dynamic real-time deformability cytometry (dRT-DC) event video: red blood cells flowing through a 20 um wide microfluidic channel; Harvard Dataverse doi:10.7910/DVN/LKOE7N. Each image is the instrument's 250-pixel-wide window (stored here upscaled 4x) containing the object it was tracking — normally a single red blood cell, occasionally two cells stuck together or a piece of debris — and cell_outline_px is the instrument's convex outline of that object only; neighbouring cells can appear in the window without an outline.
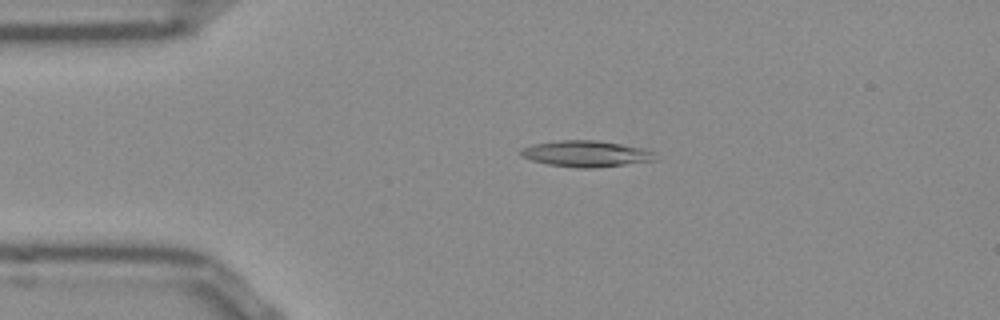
{"species": "Egyptian fruit bat (a non-hibernating species)", "species_latin": "Rousettus aegyptiacus", "temperature_condition": "room temperature", "stored_images_in_passage": 36, "camera_frame_rate_fps": 3000, "um_per_image_px": 0.085, "frame": {"image": 1, "passage_image": 2, "time_ms": 0.333, "image_size_px": [1000, 320], "cell_outline_px": [[660, 160], [596, 168], [580, 168], [548, 164], [532, 160], [524, 156], [520, 152], [524, 148], [532, 144], [560, 140], [596, 140], [644, 148], [656, 152]], "centroid_in_image_um": [49.93, 13.07], "position_along_channel_um": 35.1, "area_um2": 20.58}}
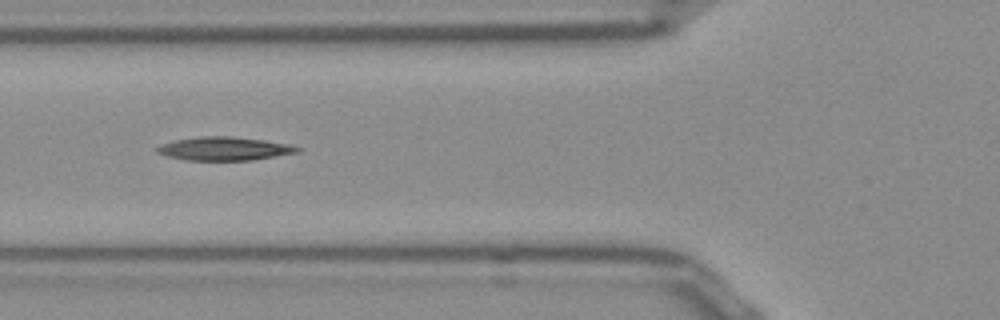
{"frame": {"image": 2, "passage_image": 10, "time_ms": 3.0, "image_size_px": [1000, 320], "cell_outline_px": [[300, 152], [252, 160], [188, 160], [168, 156], [156, 152], [156, 148], [164, 144], [176, 140], [200, 136], [232, 136], [264, 140], [292, 144], [300, 148]], "centroid_in_image_um": [19.13, 12.63], "position_along_channel_um": 106.7, "area_um2": 19.07}}
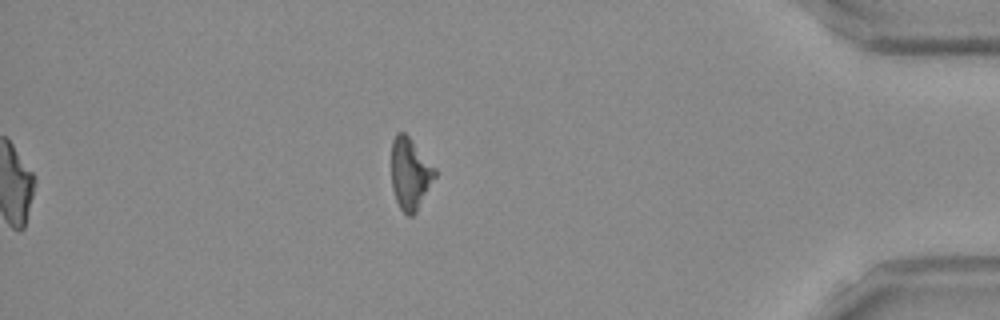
{"frame": {"image": 3, "passage_image": 36, "time_ms": 11.667, "image_size_px": [1000, 320], "cell_outline_px": [[436, 176], [416, 212], [412, 216], [408, 216], [400, 208], [396, 200], [392, 188], [392, 140], [396, 132], [404, 132], [408, 136], [436, 168]], "centroid_in_image_um": [34.86, 14.76], "position_along_channel_um": 400.3, "area_um2": 18.03}}